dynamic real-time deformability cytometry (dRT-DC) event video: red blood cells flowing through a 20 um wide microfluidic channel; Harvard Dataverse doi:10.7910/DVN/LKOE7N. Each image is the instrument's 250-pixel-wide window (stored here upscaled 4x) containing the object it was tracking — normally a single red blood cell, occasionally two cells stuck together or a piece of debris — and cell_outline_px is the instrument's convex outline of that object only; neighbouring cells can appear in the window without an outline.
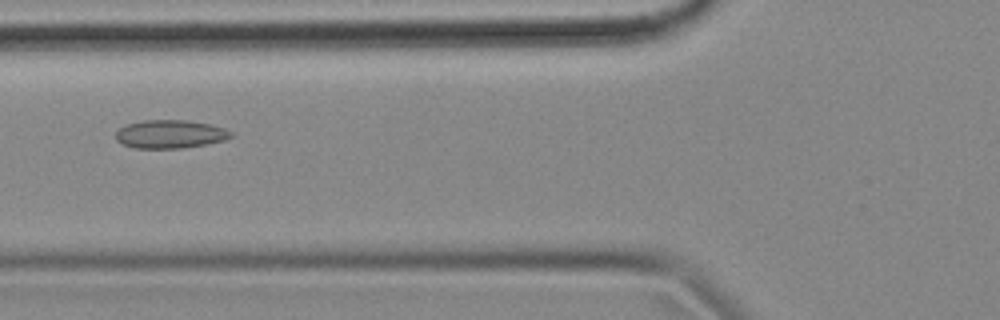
{"species": "common noctule bat (a hibernating species)", "species_latin": "Nyctalus noctula", "temperature_condition": "cold", "stored_images_in_passage": 56, "camera_frame_rate_fps": 3000, "um_per_image_px": 0.085, "animal": {"sex": "female", "body_mass_g": 18.4}, "frame": {"image": 1, "passage_image": 21, "time_ms": 6.667, "image_size_px": [1000, 320], "cell_outline_px": [[232, 136], [224, 140], [184, 148], [136, 148], [124, 144], [116, 140], [116, 132], [124, 124], [144, 120], [188, 120], [208, 124], [224, 128], [232, 132]], "centroid_in_image_um": [14.44, 11.39], "position_along_channel_um": 111.4, "area_um2": 18.9}}
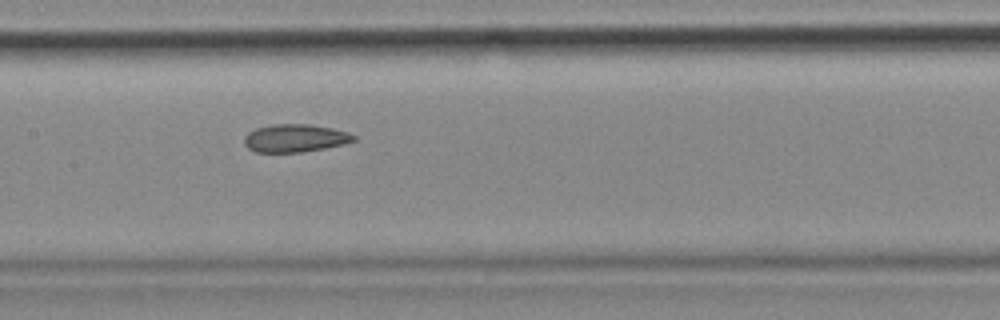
{"frame": {"image": 2, "passage_image": 27, "time_ms": 8.667, "image_size_px": [1000, 320], "cell_outline_px": [[356, 140], [344, 144], [324, 148], [300, 152], [256, 152], [248, 148], [244, 144], [244, 136], [248, 132], [256, 128], [272, 124], [308, 124], [332, 128], [348, 132], [356, 136]], "centroid_in_image_um": [25.07, 11.74], "position_along_channel_um": 182.3, "area_um2": 17.8}}
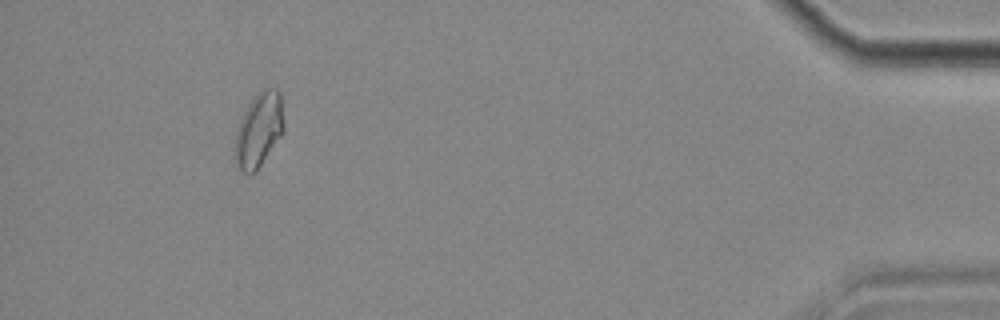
{"frame": {"image": 3, "passage_image": 52, "time_ms": 17.0, "image_size_px": [1000, 320], "cell_outline_px": [[284, 132], [256, 172], [248, 176], [232, 164], [232, 148], [236, 132], [240, 120], [248, 104], [264, 88], [276, 88], [280, 92], [284, 124]], "centroid_in_image_um": [21.95, 11.14], "position_along_channel_um": 413.3, "area_um2": 21.85}, "authors_computed_cell_mechanics": {"area_um2": 18.9873, "velocity_mm_per_s": 3.5531, "shape_relaxation_time_tau1_ms": null, "shape_relaxation_time_tau2_ms": 4.5125, "deformation_change_tau1": null, "deformation_change_tau2": 0.0955}}